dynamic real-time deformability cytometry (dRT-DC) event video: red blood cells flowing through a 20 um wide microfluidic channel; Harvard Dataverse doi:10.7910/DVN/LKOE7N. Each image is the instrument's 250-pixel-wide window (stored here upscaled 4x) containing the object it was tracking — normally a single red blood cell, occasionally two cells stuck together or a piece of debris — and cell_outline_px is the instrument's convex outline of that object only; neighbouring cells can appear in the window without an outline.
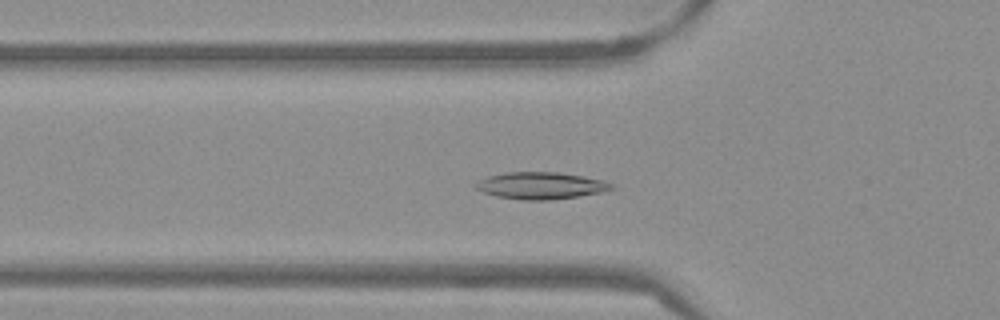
{"species": "Egyptian fruit bat (a non-hibernating species)", "species_latin": "Rousettus aegyptiacus", "temperature_condition": "warm", "stored_images_in_passage": 43, "camera_frame_rate_fps": 3000, "um_per_image_px": 0.085, "frame": {"image": 1, "passage_image": 16, "time_ms": 5.0, "image_size_px": [1000, 320], "cell_outline_px": [[616, 188], [600, 192], [580, 196], [552, 200], [520, 200], [496, 196], [484, 192], [476, 188], [476, 184], [480, 180], [488, 176], [508, 172], [556, 172], [584, 176], [600, 180], [612, 184]], "centroid_in_image_um": [45.98, 15.78], "position_along_channel_um": 79.8, "area_um2": 21.15}}
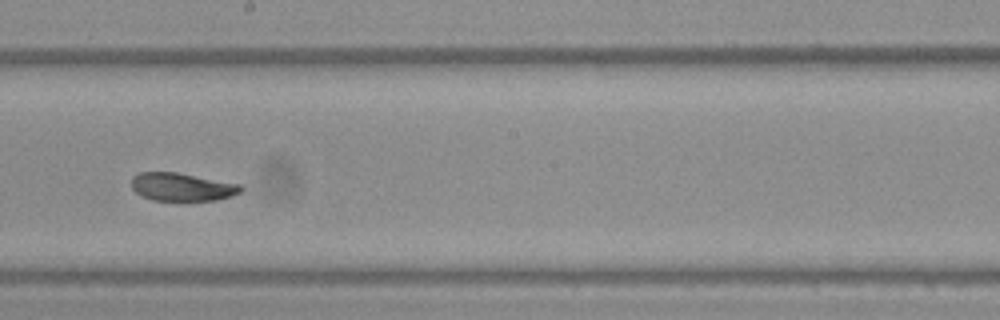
{"frame": {"image": 2, "passage_image": 28, "time_ms": 9.0, "image_size_px": [1000, 320], "cell_outline_px": [[244, 188], [240, 192], [232, 196], [216, 200], [152, 200], [136, 192], [132, 188], [132, 176], [140, 172], [176, 172], [240, 184]], "centroid_in_image_um": [15.48, 15.88], "position_along_channel_um": 232.7, "area_um2": 17.74}}
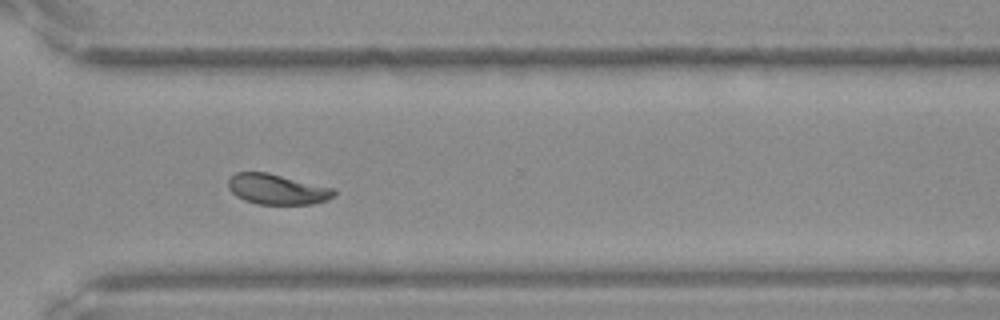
{"frame": {"image": 3, "passage_image": 37, "time_ms": 12.0, "image_size_px": [1000, 320], "cell_outline_px": [[336, 192], [328, 200], [312, 204], [256, 204], [244, 200], [236, 196], [228, 188], [228, 180], [236, 172], [268, 172], [332, 188]], "centroid_in_image_um": [23.52, 16.09], "position_along_channel_um": 347.1, "area_um2": 18.61}, "authors_computed_cell_mechanics": {"area_um2": 19.941, "velocity_mm_per_s": 3.8073, "shape_relaxation_time_tau1_ms": 9.7399, "shape_relaxation_time_tau2_ms": 1.2331, "deformation_change_tau1": 0.1781, "deformation_change_tau2": 0.0468}}